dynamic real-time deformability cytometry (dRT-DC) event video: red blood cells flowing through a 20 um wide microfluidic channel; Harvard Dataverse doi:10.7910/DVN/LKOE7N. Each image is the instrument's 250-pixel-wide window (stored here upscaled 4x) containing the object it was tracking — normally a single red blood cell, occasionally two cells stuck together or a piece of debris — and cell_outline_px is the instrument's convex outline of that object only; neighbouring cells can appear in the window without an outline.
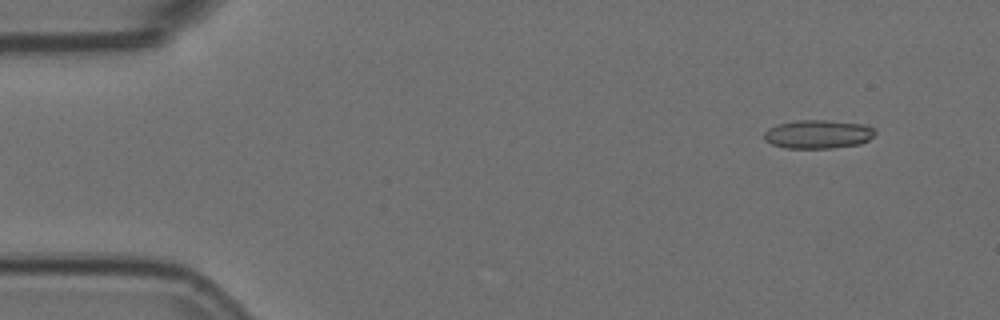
{"species": "Egyptian fruit bat (a non-hibernating species)", "species_latin": "Rousettus aegyptiacus", "temperature_condition": "room temperature", "stored_images_in_passage": 5, "camera_frame_rate_fps": 3000, "um_per_image_px": 0.085, "animal": {"sex": "female"}, "frame": {"image": 1, "passage_image": 2, "time_ms": 0.333, "image_size_px": [1000, 320], "cell_outline_px": [[876, 132], [868, 140], [860, 144], [832, 148], [784, 148], [772, 144], [764, 140], [764, 132], [768, 128], [776, 124], [796, 120], [824, 120], [864, 124], [876, 128]], "centroid_in_image_um": [69.52, 11.4], "position_along_channel_um": 15.5, "area_um2": 18.67}}
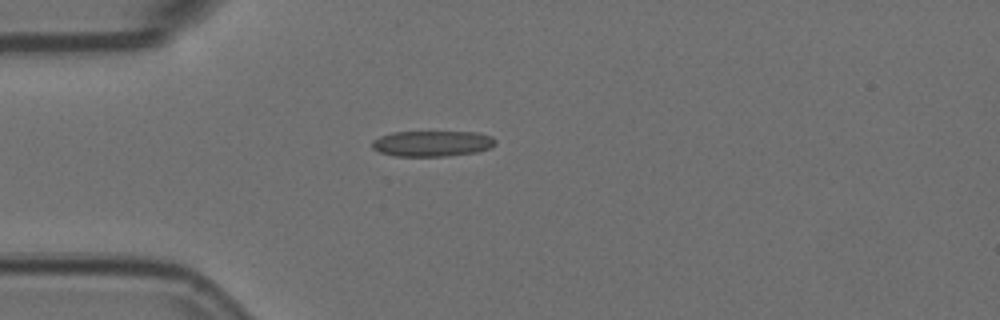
{"frame": {"image": 2, "passage_image": 5, "time_ms": 1.333, "image_size_px": [1000, 320], "cell_outline_px": [[496, 144], [492, 148], [476, 152], [448, 156], [392, 156], [380, 152], [372, 148], [372, 140], [380, 136], [392, 132], [480, 132], [492, 136], [496, 140]], "centroid_in_image_um": [36.76, 12.2], "position_along_channel_um": 48.2, "area_um2": 18.73}}